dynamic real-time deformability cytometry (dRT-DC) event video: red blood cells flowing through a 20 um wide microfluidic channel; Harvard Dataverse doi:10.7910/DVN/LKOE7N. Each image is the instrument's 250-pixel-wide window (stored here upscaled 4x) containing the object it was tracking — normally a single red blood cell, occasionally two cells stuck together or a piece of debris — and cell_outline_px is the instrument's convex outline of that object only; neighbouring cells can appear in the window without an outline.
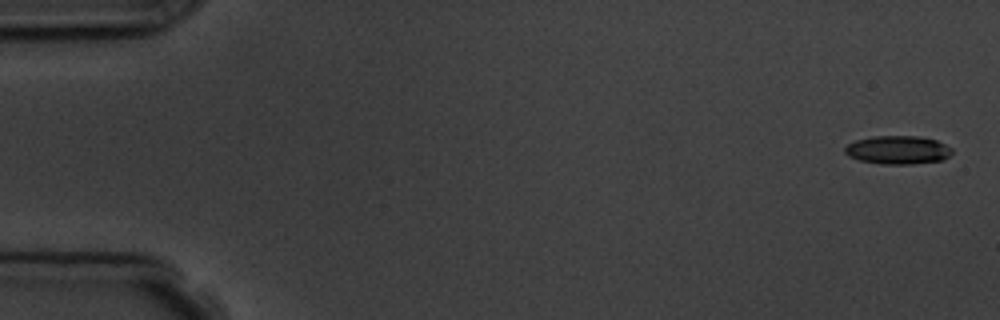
{"species": "common noctule bat (a hibernating species)", "species_latin": "Nyctalus noctula", "temperature_condition": "room temperature", "stored_images_in_passage": 7, "camera_frame_rate_fps": 3000, "um_per_image_px": 0.085, "animal": {"sex": "male", "body_mass_g": 19.5, "forearm_length_mm": 54.6}, "frame": {"image": 1, "passage_image": 1, "time_ms": 0.0, "image_size_px": [1000, 320], "cell_outline_px": [[952, 152], [944, 160], [912, 164], [884, 164], [860, 160], [848, 156], [844, 152], [844, 148], [848, 144], [856, 140], [872, 136], [920, 136], [936, 140], [952, 148]], "centroid_in_image_um": [76.32, 12.74], "position_along_channel_um": 8.7, "area_um2": 17.74}}
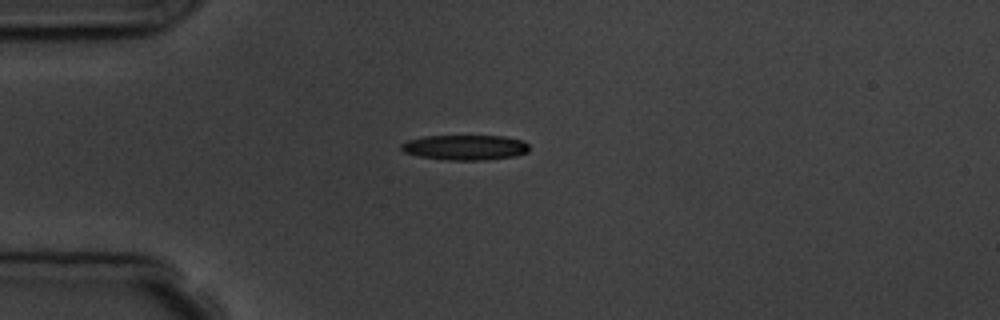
{"frame": {"image": 2, "passage_image": 5, "time_ms": 4.333, "image_size_px": [1000, 320], "cell_outline_px": [[528, 152], [516, 156], [484, 160], [448, 160], [420, 156], [404, 152], [400, 148], [400, 144], [408, 140], [424, 136], [504, 136], [524, 140], [528, 144]], "centroid_in_image_um": [39.56, 12.53], "position_along_channel_um": 45.4, "area_um2": 18.79}}
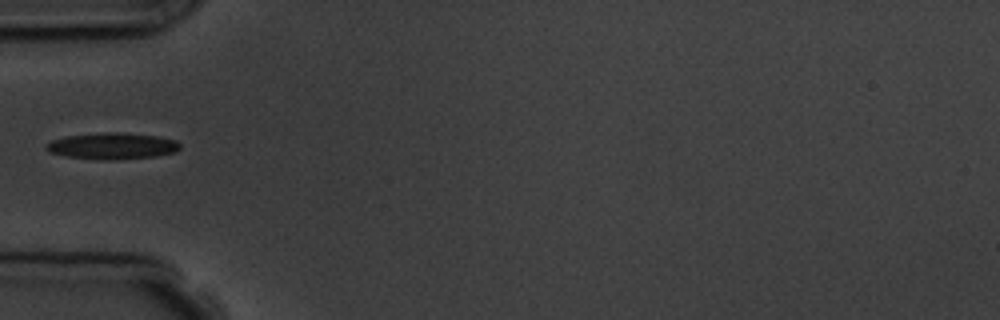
{"frame": {"image": 3, "passage_image": 6, "time_ms": 5.667, "image_size_px": [1000, 320], "cell_outline_px": [[180, 148], [176, 152], [156, 156], [112, 160], [64, 156], [52, 152], [44, 148], [52, 140], [64, 136], [104, 132], [120, 132], [156, 136], [176, 140], [180, 144]], "centroid_in_image_um": [9.57, 12.4], "position_along_channel_um": 75.4, "area_um2": 20.46}}